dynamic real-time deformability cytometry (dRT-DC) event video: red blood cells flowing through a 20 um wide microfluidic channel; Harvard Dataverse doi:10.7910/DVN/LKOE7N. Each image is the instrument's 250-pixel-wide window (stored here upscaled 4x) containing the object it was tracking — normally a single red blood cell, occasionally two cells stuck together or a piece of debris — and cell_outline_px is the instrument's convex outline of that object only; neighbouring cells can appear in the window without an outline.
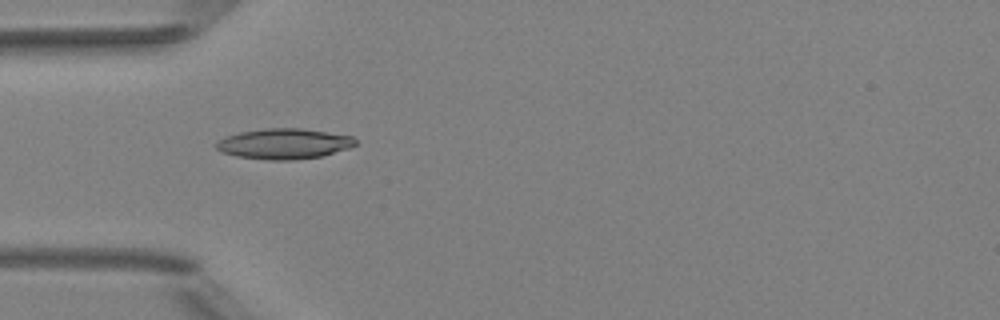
{"species": "Egyptian fruit bat (a non-hibernating species)", "species_latin": "Rousettus aegyptiacus", "temperature_condition": "room temperature", "stored_images_in_passage": 5, "camera_frame_rate_fps": 3000, "um_per_image_px": 0.085, "animal": {"sex": "female"}, "frame": {"image": 1, "passage_image": 4, "time_ms": 3.333, "image_size_px": [1000, 320], "cell_outline_px": [[356, 144], [348, 148], [320, 156], [292, 160], [268, 160], [236, 156], [224, 152], [216, 148], [216, 144], [220, 140], [228, 136], [240, 132], [264, 128], [300, 128], [352, 136], [356, 140]], "centroid_in_image_um": [24.14, 12.22], "position_along_channel_um": 60.9, "area_um2": 24.33}}
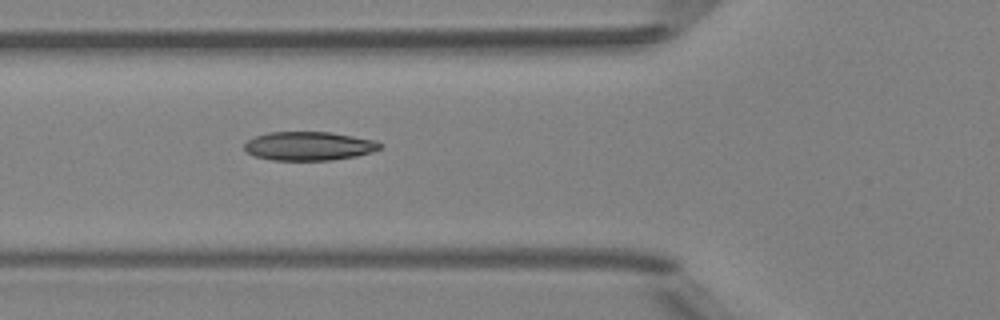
{"frame": {"image": 2, "passage_image": 5, "time_ms": 4.333, "image_size_px": [1000, 320], "cell_outline_px": [[380, 148], [372, 152], [356, 156], [332, 160], [272, 160], [252, 156], [244, 148], [244, 144], [248, 140], [256, 136], [268, 132], [328, 132], [376, 140], [380, 144]], "centroid_in_image_um": [26.23, 12.42], "position_along_channel_um": 99.6, "area_um2": 22.66}}